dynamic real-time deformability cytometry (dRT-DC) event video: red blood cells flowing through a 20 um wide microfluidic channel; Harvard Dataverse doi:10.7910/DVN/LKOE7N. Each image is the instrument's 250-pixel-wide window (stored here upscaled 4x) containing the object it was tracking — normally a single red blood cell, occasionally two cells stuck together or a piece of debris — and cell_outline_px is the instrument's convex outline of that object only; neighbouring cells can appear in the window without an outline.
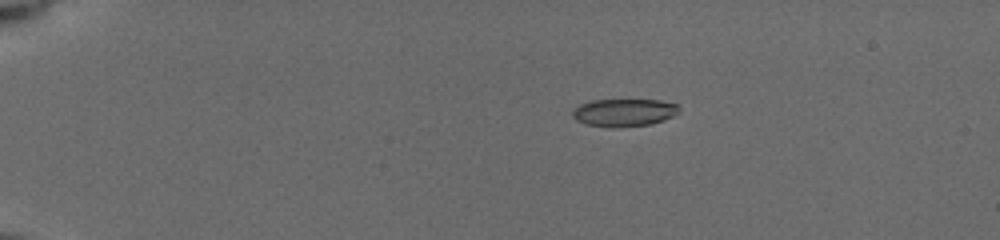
{"species": "common noctule bat (a hibernating species)", "species_latin": "Nyctalus noctula", "temperature_condition": "cold", "stored_images_in_passage": 39, "camera_frame_rate_fps": 3000, "um_per_image_px": 0.085, "animal": {"sex": "female", "body_mass_g": 19.5, "forearm_length_mm": 54.1}, "frame": {"image": 1, "passage_image": 1, "time_ms": 0.0, "image_size_px": [1000, 240], "cell_outline_px": [[680, 112], [664, 120], [652, 124], [612, 128], [588, 124], [576, 120], [572, 116], [572, 108], [580, 104], [592, 100], [660, 100], [676, 104], [680, 108]], "centroid_in_image_um": [53.04, 9.56], "position_along_channel_um": 32.0, "area_um2": 17.28}}
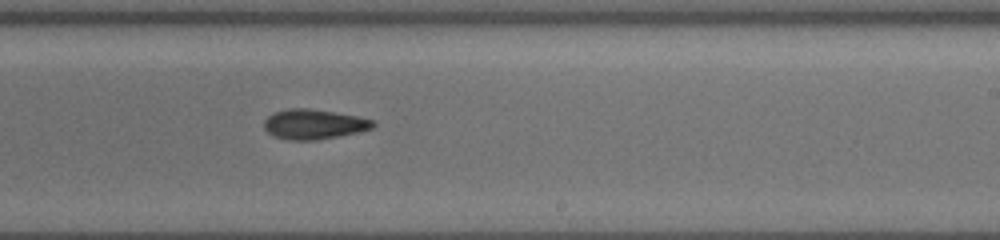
{"frame": {"image": 2, "passage_image": 23, "time_ms": 8.0, "image_size_px": [1000, 240], "cell_outline_px": [[376, 124], [372, 128], [360, 132], [340, 136], [316, 140], [288, 140], [272, 136], [264, 128], [264, 120], [268, 116], [276, 112], [288, 108], [308, 108], [356, 116], [376, 120]], "centroid_in_image_um": [26.69, 10.57], "position_along_channel_um": 262.3, "area_um2": 19.07}}
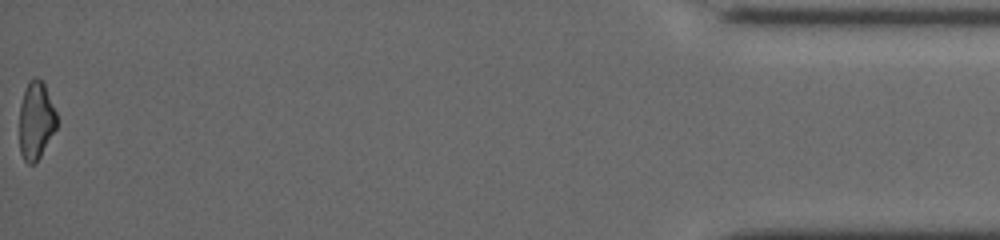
{"frame": {"image": 3, "passage_image": 39, "time_ms": 14.333, "image_size_px": [1000, 240], "cell_outline_px": [[56, 128], [40, 156], [32, 164], [28, 164], [24, 160], [20, 152], [20, 104], [28, 80], [36, 76], [44, 80], [56, 112]], "centroid_in_image_um": [3.06, 10.18], "position_along_channel_um": 432.1, "area_um2": 16.94}, "authors_computed_cell_mechanics": {"area_um2": 18.5538, "velocity_mm_per_s": 3.9434, "shape_relaxation_time_tau1_ms": 3.9911, "shape_relaxation_time_tau2_ms": null, "deformation_change_tau1": 0.1425, "deformation_change_tau2": null}}